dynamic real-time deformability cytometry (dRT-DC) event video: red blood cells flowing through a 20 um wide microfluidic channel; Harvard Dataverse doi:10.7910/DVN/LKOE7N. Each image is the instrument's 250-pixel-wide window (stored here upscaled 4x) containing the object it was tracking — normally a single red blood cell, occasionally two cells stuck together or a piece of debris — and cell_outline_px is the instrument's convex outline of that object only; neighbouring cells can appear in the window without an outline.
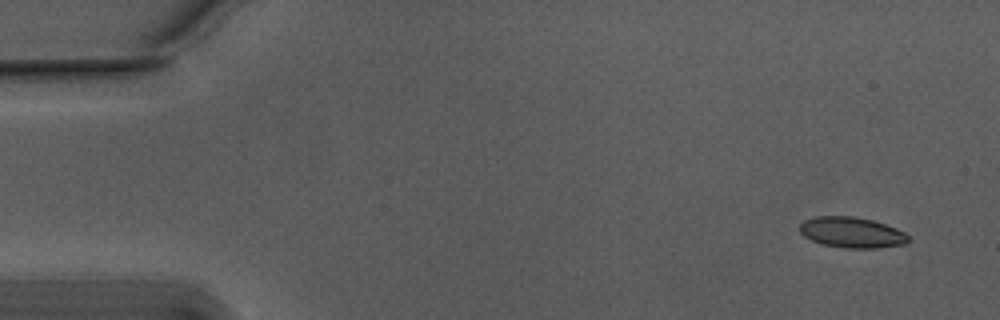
{"species": "Egyptian fruit bat (a non-hibernating species)", "species_latin": "Rousettus aegyptiacus", "temperature_condition": "warm", "stored_images_in_passage": 37, "camera_frame_rate_fps": 3000, "um_per_image_px": 0.085, "animal": {"sex": "male"}, "frame": {"image": 1, "passage_image": 1, "time_ms": 0.0, "image_size_px": [1000, 320], "cell_outline_px": [[908, 240], [904, 244], [876, 248], [844, 248], [824, 244], [812, 240], [804, 236], [800, 232], [800, 224], [804, 220], [816, 216], [852, 216], [872, 220], [896, 228], [904, 232], [908, 236]], "centroid_in_image_um": [72.38, 19.75], "position_along_channel_um": 12.6, "area_um2": 19.25}}
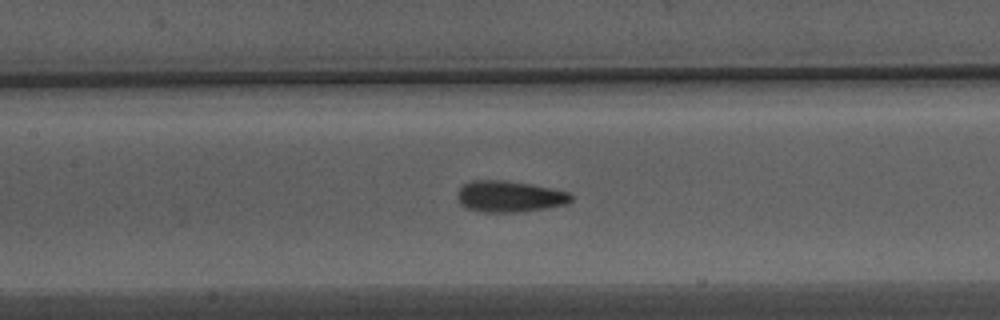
{"frame": {"image": 2, "passage_image": 23, "time_ms": 7.333, "image_size_px": [1000, 320], "cell_outline_px": [[572, 200], [564, 204], [544, 208], [516, 212], [484, 212], [464, 208], [460, 204], [460, 188], [464, 184], [472, 180], [504, 180], [552, 188], [568, 192], [572, 196]], "centroid_in_image_um": [43.3, 16.7], "position_along_channel_um": 164.1, "area_um2": 20.35}}
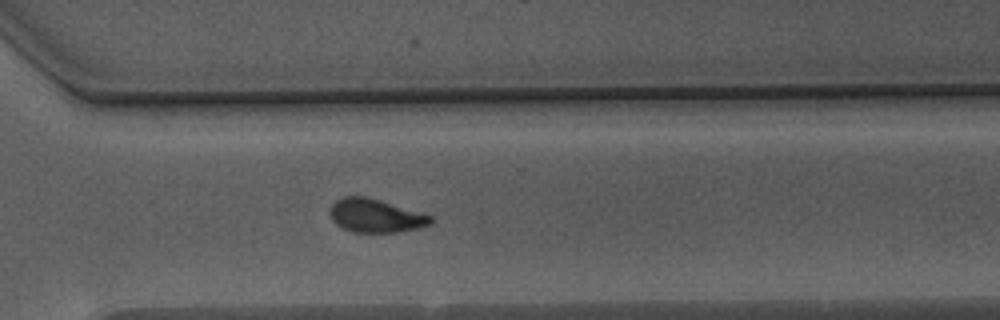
{"frame": {"image": 3, "passage_image": 37, "time_ms": 12.0, "image_size_px": [1000, 320], "cell_outline_px": [[432, 224], [416, 228], [396, 232], [352, 232], [336, 224], [332, 220], [332, 204], [336, 200], [344, 196], [364, 196], [432, 216]], "centroid_in_image_um": [31.91, 18.34], "position_along_channel_um": 338.7, "area_um2": 19.07}}